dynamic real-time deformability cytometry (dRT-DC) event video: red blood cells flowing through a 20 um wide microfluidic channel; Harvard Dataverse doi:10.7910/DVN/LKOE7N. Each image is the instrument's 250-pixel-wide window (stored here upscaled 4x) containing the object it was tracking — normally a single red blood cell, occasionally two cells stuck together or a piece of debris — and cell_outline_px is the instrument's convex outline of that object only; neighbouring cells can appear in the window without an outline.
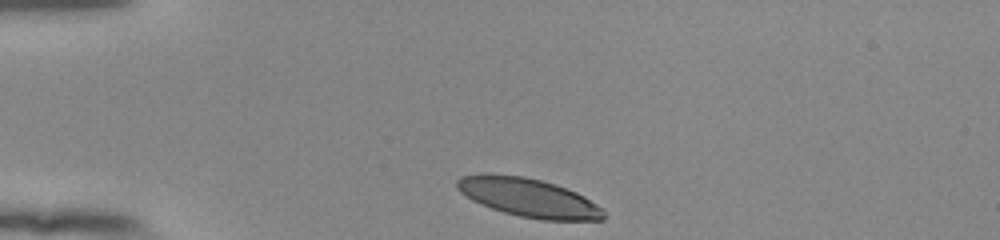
{"species": "human", "species_latin": "Homo sapiens", "temperature_condition": "room temperature", "stored_images_in_passage": 33, "camera_frame_rate_fps": 3000, "um_per_image_px": 0.085, "donor": {"sex": "female"}, "frame": {"image": 1, "passage_image": 1, "time_ms": 0.0, "image_size_px": [1000, 240], "cell_outline_px": [[604, 220], [544, 220], [520, 216], [504, 212], [480, 204], [472, 200], [460, 192], [456, 188], [456, 180], [460, 176], [484, 172], [488, 172], [524, 176], [556, 184], [576, 192], [584, 196], [596, 204], [604, 212]], "centroid_in_image_um": [44.86, 16.77], "position_along_channel_um": 40.1, "area_um2": 33.23}}
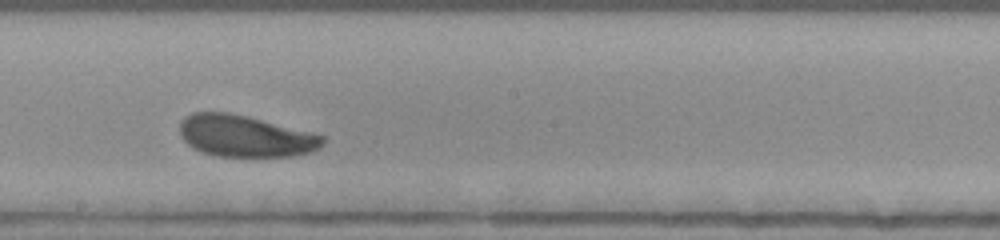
{"frame": {"image": 2, "passage_image": 19, "time_ms": 6.0, "image_size_px": [1000, 240], "cell_outline_px": [[324, 144], [320, 148], [312, 152], [292, 156], [216, 156], [192, 148], [180, 136], [180, 120], [184, 116], [192, 112], [228, 112], [248, 116], [312, 132], [324, 136]], "centroid_in_image_um": [20.84, 11.56], "position_along_channel_um": 227.4, "area_um2": 34.91}}
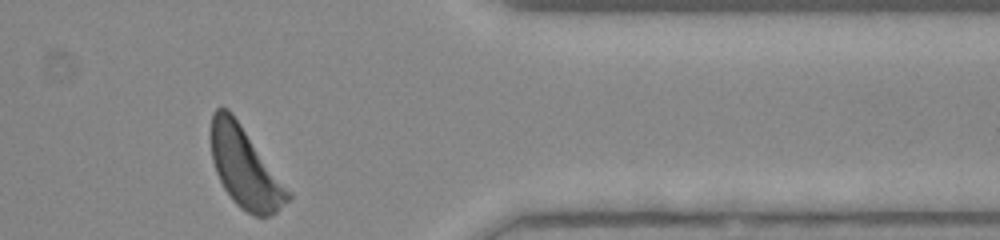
{"frame": {"image": 3, "passage_image": 33, "time_ms": 10.667, "image_size_px": [1000, 240], "cell_outline_px": [[292, 196], [276, 212], [268, 216], [256, 216], [240, 208], [232, 200], [224, 188], [216, 172], [212, 160], [212, 112], [216, 108], [228, 108], [232, 112], [292, 192]], "centroid_in_image_um": [20.84, 14.25], "position_along_channel_um": 390.6, "area_um2": 35.78}, "authors_computed_cell_mechanics": {"area_um2": 35.2002, "velocity_mm_per_s": 3.8249, "shape_relaxation_time_tau1_ms": 3.4291, "shape_relaxation_time_tau2_ms": 7.0535, "deformation_change_tau1": 0.1427, "deformation_change_tau2": 0.1734}}